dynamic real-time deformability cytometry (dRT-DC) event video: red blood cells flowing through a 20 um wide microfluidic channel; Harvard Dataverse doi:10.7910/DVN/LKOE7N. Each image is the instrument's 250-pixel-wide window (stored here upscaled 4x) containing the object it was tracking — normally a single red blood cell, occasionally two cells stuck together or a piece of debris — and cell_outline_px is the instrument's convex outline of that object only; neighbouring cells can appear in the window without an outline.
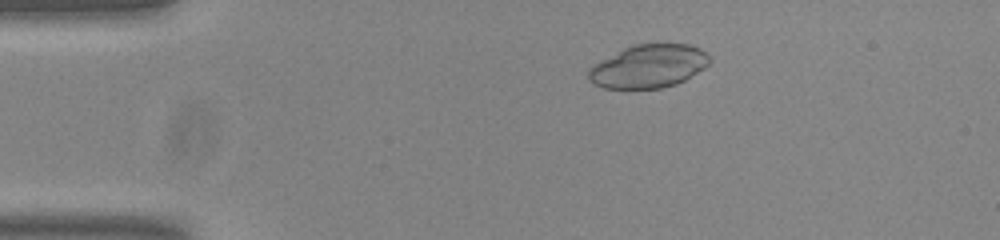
{"species": "common noctule bat (a hibernating species)", "species_latin": "Nyctalus noctula", "temperature_condition": "room temperature", "stored_images_in_passage": 54, "camera_frame_rate_fps": 3000, "um_per_image_px": 0.085, "animal": {"sex": "male", "body_mass_g": 20.0, "forearm_length_mm": 53.3}, "frame": {"image": 1, "passage_image": 10, "time_ms": 3.0, "image_size_px": [1000, 240], "cell_outline_px": [[712, 60], [704, 68], [684, 80], [676, 84], [660, 88], [604, 88], [588, 80], [588, 68], [624, 48], [632, 44], [688, 44], [700, 48]], "centroid_in_image_um": [55.13, 5.63], "position_along_channel_um": 29.9, "area_um2": 30.17}}